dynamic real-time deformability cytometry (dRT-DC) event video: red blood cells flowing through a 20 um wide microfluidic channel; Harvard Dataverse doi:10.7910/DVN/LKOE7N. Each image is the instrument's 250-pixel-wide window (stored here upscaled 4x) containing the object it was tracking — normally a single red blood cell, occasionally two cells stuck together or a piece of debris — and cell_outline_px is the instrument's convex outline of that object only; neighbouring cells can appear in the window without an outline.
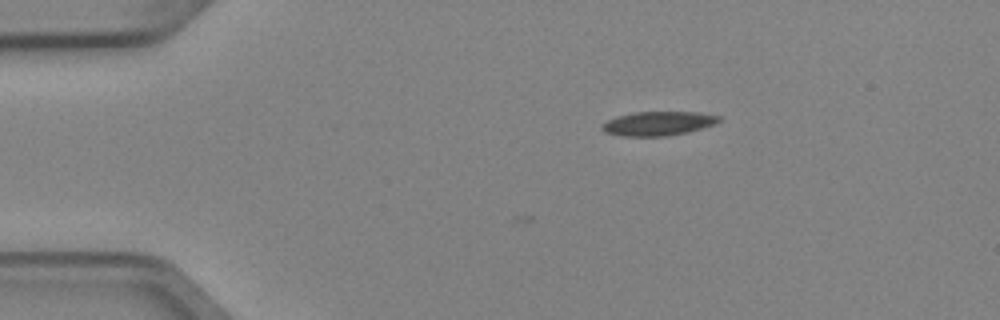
{"species": "Egyptian fruit bat (a non-hibernating species)", "species_latin": "Rousettus aegyptiacus", "temperature_condition": "cold", "stored_images_in_passage": 2, "camera_frame_rate_fps": 3000, "um_per_image_px": 0.085, "animal": {"sex": "female"}, "frame": {"image": 1, "passage_image": 2, "time_ms": 0.333, "image_size_px": [1000, 320], "cell_outline_px": [[720, 120], [716, 124], [688, 132], [664, 136], [624, 136], [604, 132], [600, 128], [600, 124], [616, 116], [636, 112], [700, 112], [720, 116]], "centroid_in_image_um": [55.93, 10.49], "position_along_channel_um": 29.1, "area_um2": 16.47}}